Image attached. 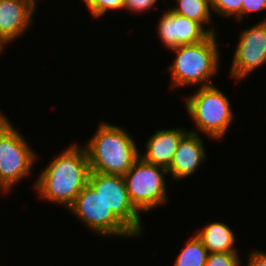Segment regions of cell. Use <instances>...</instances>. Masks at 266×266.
Segmentation results:
<instances>
[{"label":"cell","mask_w":266,"mask_h":266,"mask_svg":"<svg viewBox=\"0 0 266 266\" xmlns=\"http://www.w3.org/2000/svg\"><path fill=\"white\" fill-rule=\"evenodd\" d=\"M68 147V148H67ZM62 149L33 181V188L42 200L68 209L88 184L89 159L84 146L77 142Z\"/></svg>","instance_id":"obj_1"},{"label":"cell","mask_w":266,"mask_h":266,"mask_svg":"<svg viewBox=\"0 0 266 266\" xmlns=\"http://www.w3.org/2000/svg\"><path fill=\"white\" fill-rule=\"evenodd\" d=\"M97 127L84 145L90 171L123 176L140 157L138 145L121 126L100 121Z\"/></svg>","instance_id":"obj_2"},{"label":"cell","mask_w":266,"mask_h":266,"mask_svg":"<svg viewBox=\"0 0 266 266\" xmlns=\"http://www.w3.org/2000/svg\"><path fill=\"white\" fill-rule=\"evenodd\" d=\"M217 34H210L201 42L180 45L170 50L176 53L169 66L171 88L214 85L212 77L219 73L221 65Z\"/></svg>","instance_id":"obj_3"},{"label":"cell","mask_w":266,"mask_h":266,"mask_svg":"<svg viewBox=\"0 0 266 266\" xmlns=\"http://www.w3.org/2000/svg\"><path fill=\"white\" fill-rule=\"evenodd\" d=\"M193 93V94H192ZM191 95L184 96L186 112L197 130L191 132L205 135L211 140L222 141L235 119L227 95L215 84L198 87Z\"/></svg>","instance_id":"obj_4"},{"label":"cell","mask_w":266,"mask_h":266,"mask_svg":"<svg viewBox=\"0 0 266 266\" xmlns=\"http://www.w3.org/2000/svg\"><path fill=\"white\" fill-rule=\"evenodd\" d=\"M0 111V189L3 194L33 173L38 154L25 136Z\"/></svg>","instance_id":"obj_5"},{"label":"cell","mask_w":266,"mask_h":266,"mask_svg":"<svg viewBox=\"0 0 266 266\" xmlns=\"http://www.w3.org/2000/svg\"><path fill=\"white\" fill-rule=\"evenodd\" d=\"M167 174V168L147 163L139 157L123 175L130 200L141 214L169 201Z\"/></svg>","instance_id":"obj_6"},{"label":"cell","mask_w":266,"mask_h":266,"mask_svg":"<svg viewBox=\"0 0 266 266\" xmlns=\"http://www.w3.org/2000/svg\"><path fill=\"white\" fill-rule=\"evenodd\" d=\"M88 231L105 238H137L106 206L101 196L87 184L67 209ZM114 236V237H113Z\"/></svg>","instance_id":"obj_7"},{"label":"cell","mask_w":266,"mask_h":266,"mask_svg":"<svg viewBox=\"0 0 266 266\" xmlns=\"http://www.w3.org/2000/svg\"><path fill=\"white\" fill-rule=\"evenodd\" d=\"M88 184L136 237L143 234L145 229L142 226L141 213L130 200L123 176L90 171Z\"/></svg>","instance_id":"obj_8"},{"label":"cell","mask_w":266,"mask_h":266,"mask_svg":"<svg viewBox=\"0 0 266 266\" xmlns=\"http://www.w3.org/2000/svg\"><path fill=\"white\" fill-rule=\"evenodd\" d=\"M239 35L229 69V77L235 82L244 80L266 65V16L260 22L240 30Z\"/></svg>","instance_id":"obj_9"},{"label":"cell","mask_w":266,"mask_h":266,"mask_svg":"<svg viewBox=\"0 0 266 266\" xmlns=\"http://www.w3.org/2000/svg\"><path fill=\"white\" fill-rule=\"evenodd\" d=\"M157 22V33L162 44L169 50L180 45L195 44L206 39L210 33L198 22L173 12L170 8Z\"/></svg>","instance_id":"obj_10"},{"label":"cell","mask_w":266,"mask_h":266,"mask_svg":"<svg viewBox=\"0 0 266 266\" xmlns=\"http://www.w3.org/2000/svg\"><path fill=\"white\" fill-rule=\"evenodd\" d=\"M35 12L24 0H0V43L8 46L21 38L32 27Z\"/></svg>","instance_id":"obj_11"},{"label":"cell","mask_w":266,"mask_h":266,"mask_svg":"<svg viewBox=\"0 0 266 266\" xmlns=\"http://www.w3.org/2000/svg\"><path fill=\"white\" fill-rule=\"evenodd\" d=\"M200 134L190 130L181 138L170 166L167 168L168 175L177 181L188 178L198 171L205 163L206 148L204 139Z\"/></svg>","instance_id":"obj_12"},{"label":"cell","mask_w":266,"mask_h":266,"mask_svg":"<svg viewBox=\"0 0 266 266\" xmlns=\"http://www.w3.org/2000/svg\"><path fill=\"white\" fill-rule=\"evenodd\" d=\"M185 128L156 129L145 144L140 157L147 163L168 168L181 138L188 132Z\"/></svg>","instance_id":"obj_13"},{"label":"cell","mask_w":266,"mask_h":266,"mask_svg":"<svg viewBox=\"0 0 266 266\" xmlns=\"http://www.w3.org/2000/svg\"><path fill=\"white\" fill-rule=\"evenodd\" d=\"M194 233L202 241L209 253H229L238 252L239 250L235 247L237 239L235 233L228 226V223L210 222L204 228L196 229Z\"/></svg>","instance_id":"obj_14"},{"label":"cell","mask_w":266,"mask_h":266,"mask_svg":"<svg viewBox=\"0 0 266 266\" xmlns=\"http://www.w3.org/2000/svg\"><path fill=\"white\" fill-rule=\"evenodd\" d=\"M176 6L169 7L173 12L200 23L210 34H215L214 27H209L212 20L210 0H173ZM209 24L208 28L207 25Z\"/></svg>","instance_id":"obj_15"},{"label":"cell","mask_w":266,"mask_h":266,"mask_svg":"<svg viewBox=\"0 0 266 266\" xmlns=\"http://www.w3.org/2000/svg\"><path fill=\"white\" fill-rule=\"evenodd\" d=\"M184 245L173 266H205L209 252L195 233Z\"/></svg>","instance_id":"obj_16"},{"label":"cell","mask_w":266,"mask_h":266,"mask_svg":"<svg viewBox=\"0 0 266 266\" xmlns=\"http://www.w3.org/2000/svg\"><path fill=\"white\" fill-rule=\"evenodd\" d=\"M211 10L217 15L225 18L233 17L235 22L242 21V1L243 0H210Z\"/></svg>","instance_id":"obj_17"},{"label":"cell","mask_w":266,"mask_h":266,"mask_svg":"<svg viewBox=\"0 0 266 266\" xmlns=\"http://www.w3.org/2000/svg\"><path fill=\"white\" fill-rule=\"evenodd\" d=\"M91 16L95 18H101L108 14L110 11H123L124 9V0H94L88 8Z\"/></svg>","instance_id":"obj_18"},{"label":"cell","mask_w":266,"mask_h":266,"mask_svg":"<svg viewBox=\"0 0 266 266\" xmlns=\"http://www.w3.org/2000/svg\"><path fill=\"white\" fill-rule=\"evenodd\" d=\"M239 252L209 253L205 266H242Z\"/></svg>","instance_id":"obj_19"},{"label":"cell","mask_w":266,"mask_h":266,"mask_svg":"<svg viewBox=\"0 0 266 266\" xmlns=\"http://www.w3.org/2000/svg\"><path fill=\"white\" fill-rule=\"evenodd\" d=\"M158 0H124V10L130 11L132 13H146L152 9H156V3ZM151 9V10H150Z\"/></svg>","instance_id":"obj_20"},{"label":"cell","mask_w":266,"mask_h":266,"mask_svg":"<svg viewBox=\"0 0 266 266\" xmlns=\"http://www.w3.org/2000/svg\"><path fill=\"white\" fill-rule=\"evenodd\" d=\"M266 10V0H243L242 1V21L249 17L251 13Z\"/></svg>","instance_id":"obj_21"},{"label":"cell","mask_w":266,"mask_h":266,"mask_svg":"<svg viewBox=\"0 0 266 266\" xmlns=\"http://www.w3.org/2000/svg\"><path fill=\"white\" fill-rule=\"evenodd\" d=\"M249 252L246 266H266V252L257 249Z\"/></svg>","instance_id":"obj_22"},{"label":"cell","mask_w":266,"mask_h":266,"mask_svg":"<svg viewBox=\"0 0 266 266\" xmlns=\"http://www.w3.org/2000/svg\"><path fill=\"white\" fill-rule=\"evenodd\" d=\"M26 1L27 3H29L30 5H32L35 9L37 8V0H24Z\"/></svg>","instance_id":"obj_23"},{"label":"cell","mask_w":266,"mask_h":266,"mask_svg":"<svg viewBox=\"0 0 266 266\" xmlns=\"http://www.w3.org/2000/svg\"><path fill=\"white\" fill-rule=\"evenodd\" d=\"M94 0H83L85 2L84 4L87 5V7L93 2Z\"/></svg>","instance_id":"obj_24"},{"label":"cell","mask_w":266,"mask_h":266,"mask_svg":"<svg viewBox=\"0 0 266 266\" xmlns=\"http://www.w3.org/2000/svg\"><path fill=\"white\" fill-rule=\"evenodd\" d=\"M5 50V46H3L1 43H0V54H3L2 52H4Z\"/></svg>","instance_id":"obj_25"}]
</instances>
